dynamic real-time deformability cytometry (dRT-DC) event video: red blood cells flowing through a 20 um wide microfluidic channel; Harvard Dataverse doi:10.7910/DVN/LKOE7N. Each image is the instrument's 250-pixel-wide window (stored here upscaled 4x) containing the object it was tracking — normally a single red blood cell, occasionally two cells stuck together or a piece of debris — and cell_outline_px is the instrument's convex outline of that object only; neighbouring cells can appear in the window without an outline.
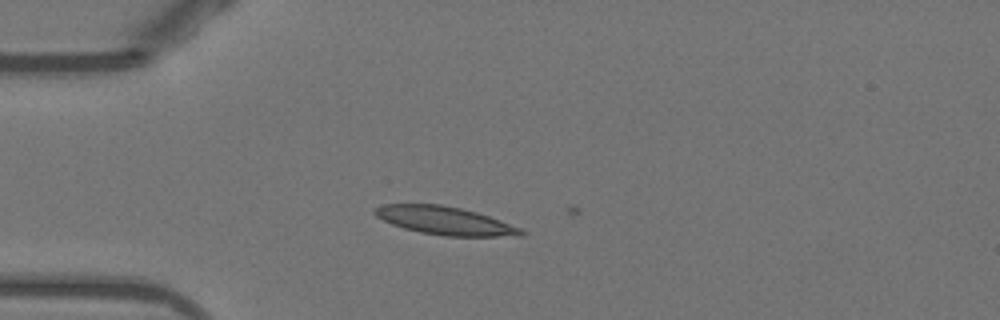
{"species": "Egyptian fruit bat (a non-hibernating species)", "species_latin": "Rousettus aegyptiacus", "temperature_condition": "warm", "stored_images_in_passage": 3, "camera_frame_rate_fps": 3000, "um_per_image_px": 0.085, "animal": {"sex": "female"}, "frame": {"image": 1, "passage_image": 1, "time_ms": 0.0, "image_size_px": [1000, 320], "cell_outline_px": [[528, 232], [524, 236], [444, 236], [420, 232], [404, 228], [392, 224], [376, 216], [372, 212], [372, 208], [384, 204], [440, 204], [460, 208], [476, 212], [488, 216], [520, 228]], "centroid_in_image_um": [37.8, 18.75], "position_along_channel_um": 47.2, "area_um2": 23.93}}